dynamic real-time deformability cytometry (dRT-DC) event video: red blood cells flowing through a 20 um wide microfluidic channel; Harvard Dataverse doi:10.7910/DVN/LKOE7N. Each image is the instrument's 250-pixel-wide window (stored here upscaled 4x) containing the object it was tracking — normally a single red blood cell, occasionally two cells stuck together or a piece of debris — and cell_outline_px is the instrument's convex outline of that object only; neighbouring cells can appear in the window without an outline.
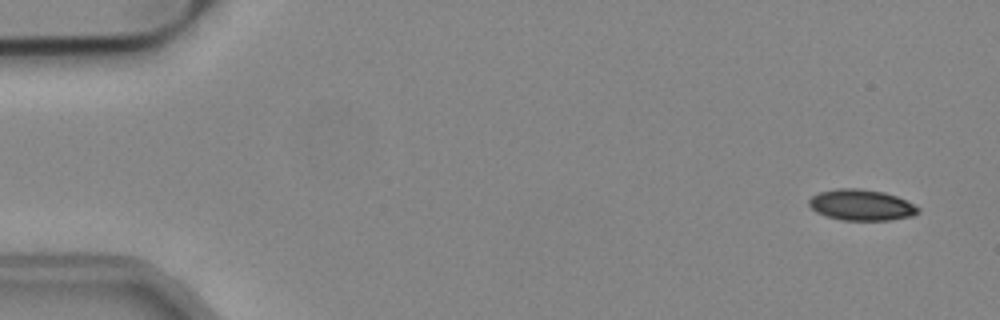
{"species": "common noctule bat (a hibernating species)", "species_latin": "Nyctalus noctula", "temperature_condition": "cold", "stored_images_in_passage": 16, "camera_frame_rate_fps": 3000, "um_per_image_px": 0.085, "animal": {"sex": "male", "body_mass_g": 19.2, "forearm_length_mm": 51.8}, "frame": {"image": 1, "passage_image": 3, "time_ms": 0.667, "image_size_px": [1000, 320], "cell_outline_px": [[920, 212], [912, 216], [888, 220], [844, 220], [828, 216], [816, 212], [808, 204], [808, 200], [812, 196], [820, 192], [836, 188], [860, 188], [884, 192], [896, 196], [920, 208]], "centroid_in_image_um": [73.21, 17.41], "position_along_channel_um": 11.8, "area_um2": 19.59}}
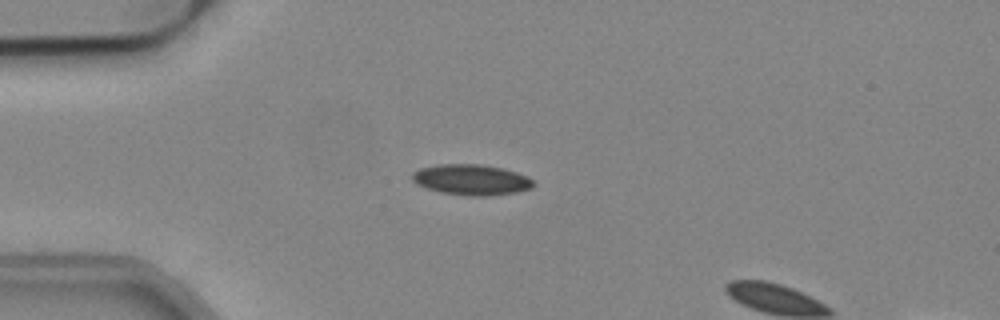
{"frame": {"image": 2, "passage_image": 14, "time_ms": 4.333, "image_size_px": [1000, 320], "cell_outline_px": [[536, 184], [532, 188], [516, 192], [488, 196], [468, 196], [440, 192], [416, 184], [412, 180], [412, 172], [420, 168], [440, 164], [480, 164], [504, 168], [528, 176]], "centroid_in_image_um": [40.08, 15.27], "position_along_channel_um": 44.9, "area_um2": 21.79}}